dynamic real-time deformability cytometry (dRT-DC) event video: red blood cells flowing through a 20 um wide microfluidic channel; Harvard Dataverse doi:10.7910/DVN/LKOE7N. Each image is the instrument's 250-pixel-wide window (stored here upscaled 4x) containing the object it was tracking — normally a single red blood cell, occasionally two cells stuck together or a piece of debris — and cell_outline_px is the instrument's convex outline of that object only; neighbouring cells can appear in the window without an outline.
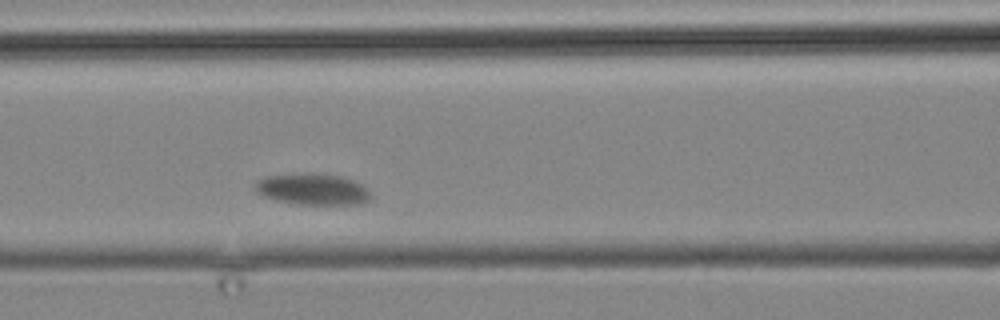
{"species": "common noctule bat (a hibernating species)", "species_latin": "Nyctalus noctula", "temperature_condition": "cold", "stored_images_in_passage": 4, "camera_frame_rate_fps": 3000, "um_per_image_px": 0.085, "animal": {"sex": "male", "body_mass_g": 19.2, "forearm_length_mm": 51.8}, "frame": {"image": 1, "passage_image": 4, "time_ms": 3.333, "image_size_px": [1000, 320], "cell_outline_px": [[368, 200], [356, 204], [300, 204], [276, 200], [264, 196], [256, 192], [256, 184], [260, 180], [268, 176], [300, 172], [308, 172], [344, 176], [368, 188]], "centroid_in_image_um": [26.56, 16.06], "position_along_channel_um": 140.0, "area_um2": 20.92}}